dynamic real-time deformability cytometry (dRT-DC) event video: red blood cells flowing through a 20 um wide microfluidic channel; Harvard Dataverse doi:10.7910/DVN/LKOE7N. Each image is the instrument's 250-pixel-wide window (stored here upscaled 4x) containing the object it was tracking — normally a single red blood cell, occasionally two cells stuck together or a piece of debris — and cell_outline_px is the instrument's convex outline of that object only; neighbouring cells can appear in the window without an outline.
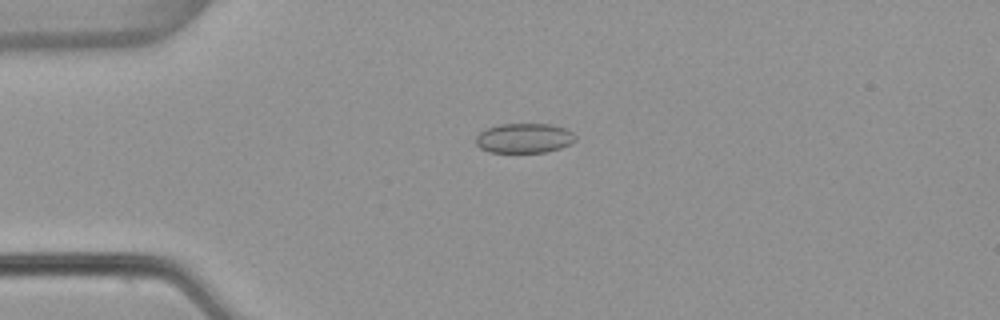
{"species": "common noctule bat (a hibernating species)", "species_latin": "Nyctalus noctula", "temperature_condition": "warm", "stored_images_in_passage": 53, "camera_frame_rate_fps": 3000, "um_per_image_px": 0.085, "animal": {"sex": "female", "body_mass_g": 22.7, "forearm_length_mm": 54.2}, "frame": {"image": 1, "passage_image": 13, "time_ms": 4.0, "image_size_px": [1000, 320], "cell_outline_px": [[576, 140], [572, 144], [560, 148], [544, 152], [488, 152], [480, 148], [476, 144], [476, 136], [484, 128], [500, 124], [548, 124], [564, 128], [572, 132], [576, 136]], "centroid_in_image_um": [44.54, 11.74], "position_along_channel_um": 40.5, "area_um2": 17.34}}
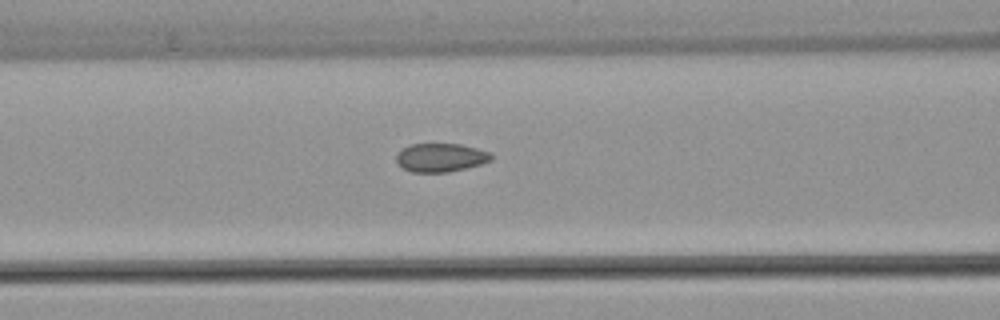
{"frame": {"image": 2, "passage_image": 22, "time_ms": 7.0, "image_size_px": [1000, 320], "cell_outline_px": [[492, 160], [480, 164], [448, 172], [412, 172], [404, 168], [396, 160], [396, 152], [412, 144], [460, 144], [492, 152]], "centroid_in_image_um": [37.47, 13.38], "position_along_channel_um": 129.1, "area_um2": 15.66}}
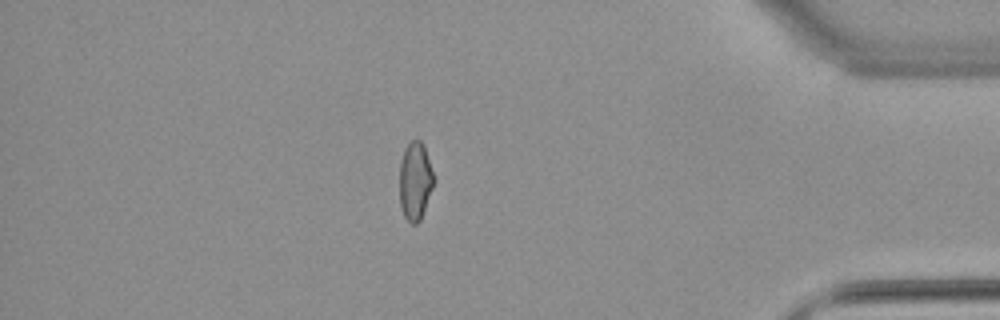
{"frame": {"image": 3, "passage_image": 46, "time_ms": 15.0, "image_size_px": [1000, 320], "cell_outline_px": [[432, 188], [420, 220], [416, 224], [412, 224], [404, 216], [400, 204], [400, 160], [404, 148], [412, 140], [420, 140], [424, 144], [432, 172]], "centroid_in_image_um": [35.26, 15.36], "position_along_channel_um": 399.9, "area_um2": 15.26}, "authors_computed_cell_mechanics": {"area_um2": 16.2996, "velocity_mm_per_s": 3.867, "shape_relaxation_time_tau1_ms": null, "shape_relaxation_time_tau2_ms": 1.4626, "deformation_change_tau1": null, "deformation_change_tau2": 0.06}}